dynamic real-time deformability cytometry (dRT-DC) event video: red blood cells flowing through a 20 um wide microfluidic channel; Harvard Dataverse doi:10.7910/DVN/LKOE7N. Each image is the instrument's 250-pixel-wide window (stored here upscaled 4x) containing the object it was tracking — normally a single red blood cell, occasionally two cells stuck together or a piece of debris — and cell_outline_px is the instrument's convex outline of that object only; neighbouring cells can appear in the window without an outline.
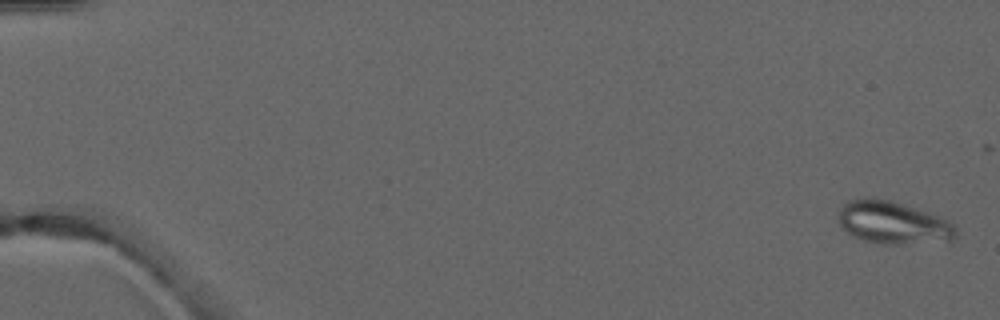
{"species": "common noctule bat (a hibernating species)", "species_latin": "Nyctalus noctula", "temperature_condition": "warm", "stored_images_in_passage": 5, "camera_frame_rate_fps": 3000, "um_per_image_px": 0.085, "animal": {"sex": "male", "forearm_length_mm": 52.5}, "frame": {"image": 1, "passage_image": 1, "time_ms": 0.0, "image_size_px": [1000, 320], "cell_outline_px": [[956, 240], [900, 244], [880, 244], [864, 240], [848, 232], [840, 224], [836, 216], [840, 208], [848, 200], [868, 196], [872, 196], [892, 200], [928, 212], [952, 224], [956, 228]], "centroid_in_image_um": [75.86, 18.9], "position_along_channel_um": 9.1, "area_um2": 29.25}}